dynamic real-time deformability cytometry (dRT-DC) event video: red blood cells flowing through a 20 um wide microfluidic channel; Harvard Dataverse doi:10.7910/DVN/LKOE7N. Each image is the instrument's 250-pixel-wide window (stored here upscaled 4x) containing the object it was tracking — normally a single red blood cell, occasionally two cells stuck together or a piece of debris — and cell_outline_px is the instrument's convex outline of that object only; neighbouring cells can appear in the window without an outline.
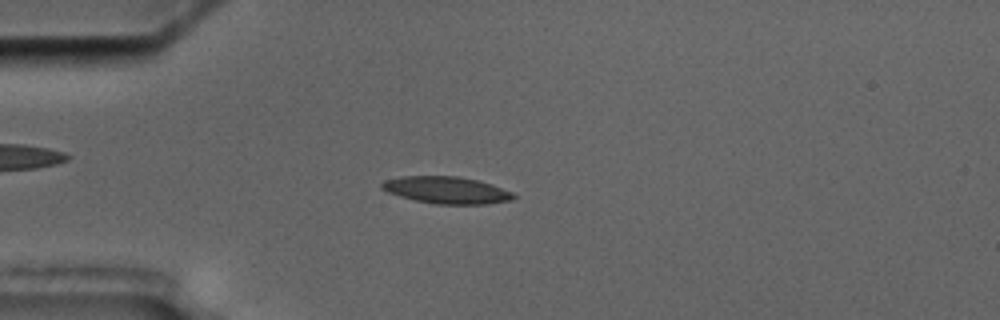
{"species": "common noctule bat (a hibernating species)", "species_latin": "Nyctalus noctula", "temperature_condition": "cold", "stored_images_in_passage": 8, "camera_frame_rate_fps": 3000, "um_per_image_px": 0.085, "animal": {"sex": "male", "body_mass_g": 17.5, "forearm_length_mm": 52.3}, "frame": {"image": 1, "passage_image": 2, "time_ms": 1.333, "image_size_px": [1000, 320], "cell_outline_px": [[516, 196], [512, 200], [488, 204], [436, 204], [416, 200], [400, 196], [388, 192], [380, 188], [380, 184], [384, 180], [404, 176], [456, 176], [476, 180], [492, 184], [512, 192]], "centroid_in_image_um": [37.96, 16.16], "position_along_channel_um": 47.0, "area_um2": 20.63}}
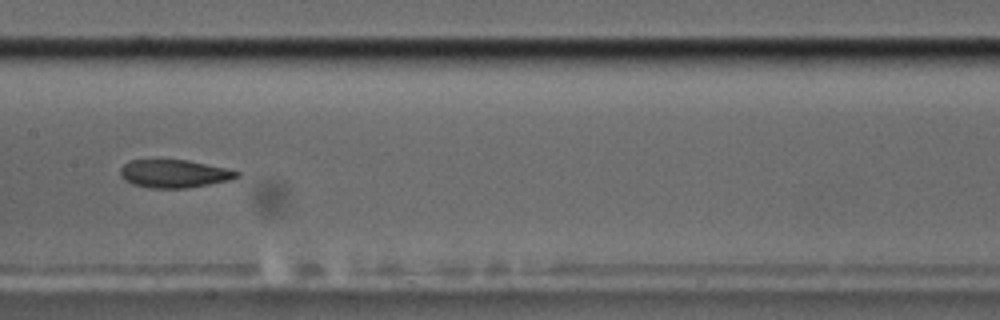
{"frame": {"image": 2, "passage_image": 6, "time_ms": 6.0, "image_size_px": [1000, 320], "cell_outline_px": [[240, 176], [228, 180], [208, 184], [184, 188], [148, 188], [132, 184], [124, 180], [120, 176], [120, 168], [124, 164], [132, 160], [188, 160], [224, 168], [240, 172]], "centroid_in_image_um": [14.75, 14.77], "position_along_channel_um": 192.6, "area_um2": 18.84}}
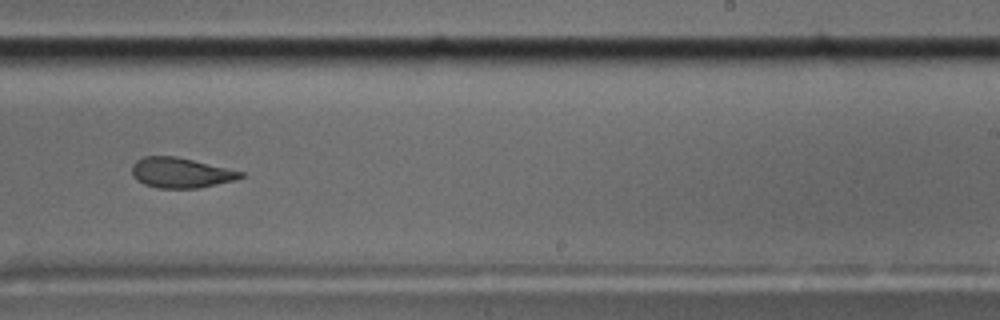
{"frame": {"image": 3, "passage_image": 8, "time_ms": 8.333, "image_size_px": [1000, 320], "cell_outline_px": [[244, 176], [236, 180], [200, 188], [156, 188], [144, 184], [136, 180], [132, 176], [132, 164], [136, 160], [144, 156], [176, 156], [228, 168], [244, 172]], "centroid_in_image_um": [15.35, 14.69], "position_along_channel_um": 273.6, "area_um2": 19.31}}